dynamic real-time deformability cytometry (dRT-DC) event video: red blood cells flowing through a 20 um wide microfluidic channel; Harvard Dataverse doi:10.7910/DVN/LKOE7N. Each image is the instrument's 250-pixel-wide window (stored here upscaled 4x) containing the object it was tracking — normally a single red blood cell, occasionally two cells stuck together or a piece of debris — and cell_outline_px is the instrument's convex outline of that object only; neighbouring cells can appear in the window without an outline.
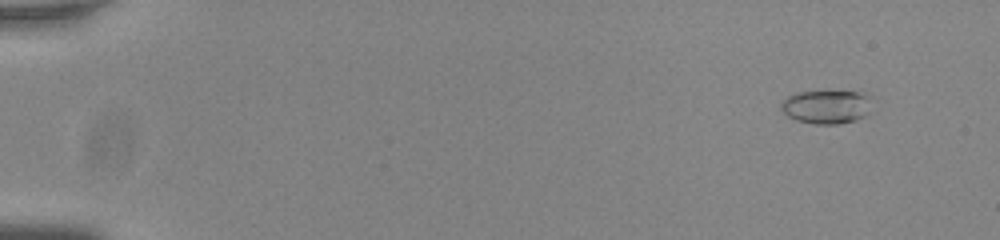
{"species": "common noctule bat (a hibernating species)", "species_latin": "Nyctalus noctula", "temperature_condition": "room temperature", "stored_images_in_passage": 56, "camera_frame_rate_fps": 3000, "um_per_image_px": 0.085, "animal": {"sex": "male", "body_mass_g": 20.0, "forearm_length_mm": 53.3}, "frame": {"image": 1, "passage_image": 5, "time_ms": 1.333, "image_size_px": [1000, 240], "cell_outline_px": [[864, 116], [856, 120], [840, 124], [816, 124], [796, 120], [788, 116], [780, 108], [780, 104], [788, 96], [796, 92], [856, 92], [864, 96]], "centroid_in_image_um": [70.07, 9.11], "position_along_channel_um": 14.9, "area_um2": 16.82}}
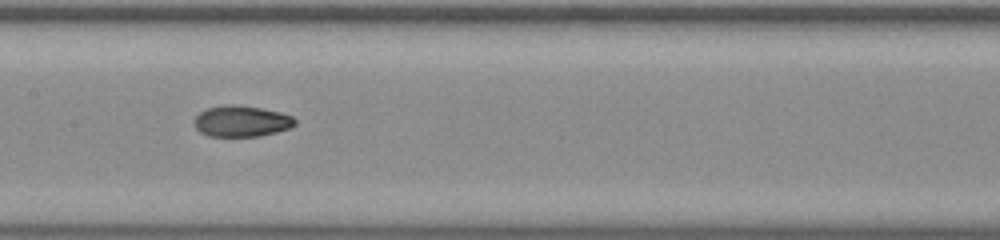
{"frame": {"image": 2, "passage_image": 30, "time_ms": 9.667, "image_size_px": [1000, 240], "cell_outline_px": [[296, 124], [292, 128], [260, 136], [208, 136], [200, 132], [196, 128], [196, 116], [200, 112], [208, 108], [228, 104], [232, 104], [260, 108], [280, 112], [292, 116], [296, 120]], "centroid_in_image_um": [20.56, 10.31], "position_along_channel_um": 186.8, "area_um2": 18.15}}
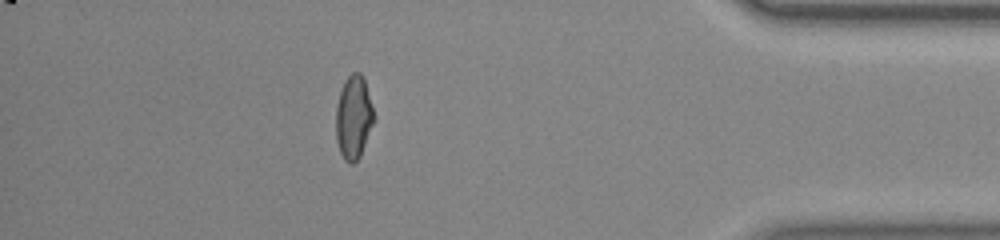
{"frame": {"image": 3, "passage_image": 50, "time_ms": 16.333, "image_size_px": [1000, 240], "cell_outline_px": [[376, 120], [360, 156], [352, 164], [344, 160], [340, 152], [336, 140], [336, 108], [340, 92], [344, 80], [352, 72], [360, 72], [364, 80], [376, 116]], "centroid_in_image_um": [30.07, 9.98], "position_along_channel_um": 405.1, "area_um2": 18.67}, "authors_computed_cell_mechanics": {"area_um2": 17.9758, "velocity_mm_per_s": 3.8163, "shape_relaxation_time_tau1_ms": null, "shape_relaxation_time_tau2_ms": 2.076, "deformation_change_tau1": null, "deformation_change_tau2": 0.0562}}